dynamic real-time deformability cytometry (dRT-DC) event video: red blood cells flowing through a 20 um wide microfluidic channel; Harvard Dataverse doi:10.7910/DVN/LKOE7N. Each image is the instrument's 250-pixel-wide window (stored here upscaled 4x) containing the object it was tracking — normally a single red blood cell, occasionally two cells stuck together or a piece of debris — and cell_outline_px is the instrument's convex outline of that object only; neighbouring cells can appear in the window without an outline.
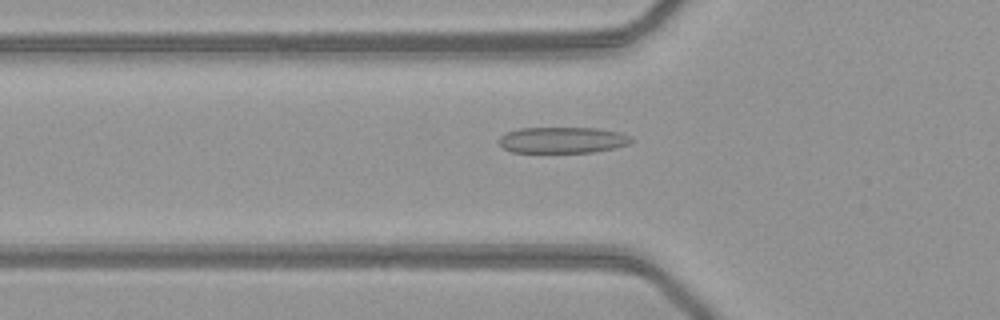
{"species": "common noctule bat (a hibernating species)", "species_latin": "Nyctalus noctula", "temperature_condition": "warm", "stored_images_in_passage": 50, "camera_frame_rate_fps": 3000, "um_per_image_px": 0.085, "animal": {"sex": "female", "body_mass_g": 21.9}, "frame": {"image": 1, "passage_image": 17, "time_ms": 5.333, "image_size_px": [1000, 320], "cell_outline_px": [[632, 140], [628, 144], [612, 148], [592, 152], [512, 152], [504, 148], [496, 140], [500, 136], [508, 132], [520, 128], [596, 128], [620, 132], [632, 136]], "centroid_in_image_um": [47.8, 11.9], "position_along_channel_um": 78.0, "area_um2": 20.06}}
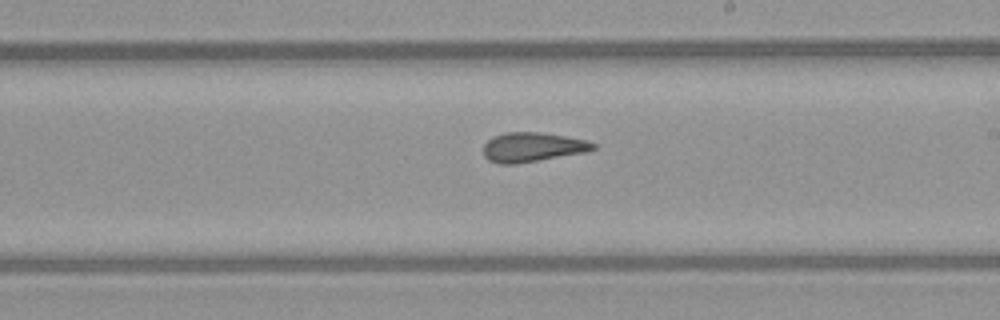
{"frame": {"image": 2, "passage_image": 29, "time_ms": 9.333, "image_size_px": [1000, 320], "cell_outline_px": [[596, 148], [584, 152], [516, 164], [500, 164], [488, 160], [484, 156], [484, 144], [488, 140], [504, 132], [540, 132], [588, 140], [596, 144]], "centroid_in_image_um": [45.25, 12.5], "position_along_channel_um": 243.8, "area_um2": 18.67}}
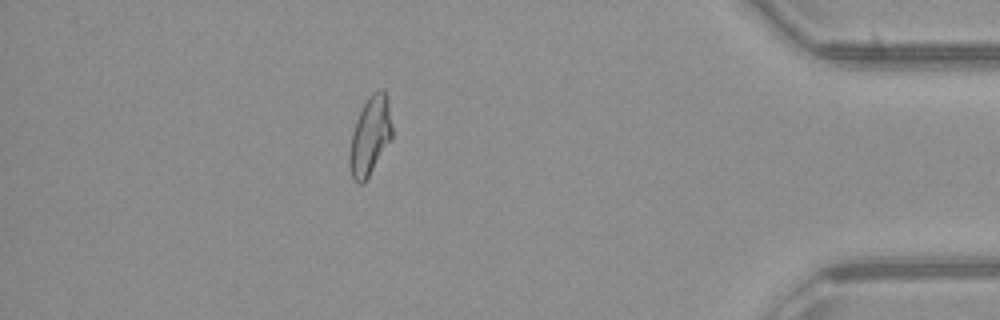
{"frame": {"image": 3, "passage_image": 44, "time_ms": 14.333, "image_size_px": [1000, 320], "cell_outline_px": [[392, 140], [364, 184], [360, 184], [352, 176], [348, 164], [348, 156], [352, 132], [356, 120], [368, 96], [372, 92], [380, 88], [384, 88], [388, 100], [392, 124]], "centroid_in_image_um": [31.47, 11.55], "position_along_channel_um": 403.7, "area_um2": 19.83}, "authors_computed_cell_mechanics": {"area_um2": 19.941, "velocity_mm_per_s": 4.1028, "shape_relaxation_time_tau1_ms": null, "shape_relaxation_time_tau2_ms": 2.2737, "deformation_change_tau1": null, "deformation_change_tau2": 0.1135}}